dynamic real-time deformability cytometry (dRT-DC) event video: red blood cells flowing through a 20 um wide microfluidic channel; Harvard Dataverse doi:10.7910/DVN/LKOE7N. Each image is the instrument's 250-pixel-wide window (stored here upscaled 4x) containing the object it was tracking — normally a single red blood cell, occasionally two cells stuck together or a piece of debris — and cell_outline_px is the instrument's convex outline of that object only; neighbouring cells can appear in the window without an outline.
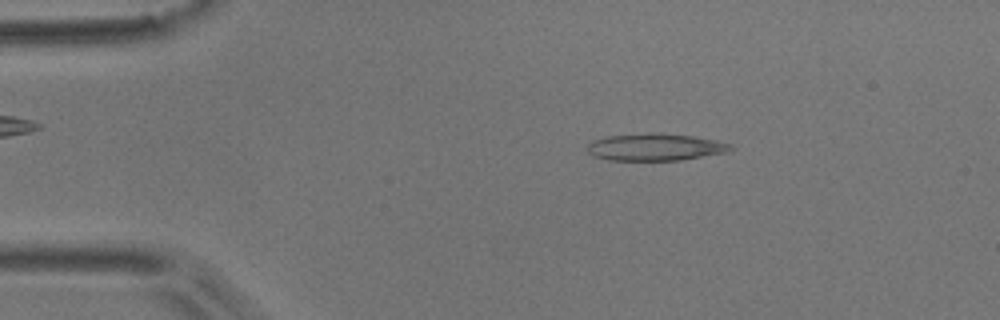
{"species": "common noctule bat (a hibernating species)", "species_latin": "Nyctalus noctula", "temperature_condition": "room temperature", "stored_images_in_passage": 52, "camera_frame_rate_fps": 3000, "um_per_image_px": 0.085, "animal": {"sex": "male", "body_mass_g": 17.9}, "frame": {"image": 1, "passage_image": 8, "time_ms": 2.333, "image_size_px": [1000, 320], "cell_outline_px": [[736, 148], [728, 152], [680, 160], [608, 160], [592, 156], [588, 152], [588, 144], [592, 140], [608, 136], [692, 136], [716, 140], [732, 144]], "centroid_in_image_um": [55.74, 12.56], "position_along_channel_um": 29.3, "area_um2": 21.56}}
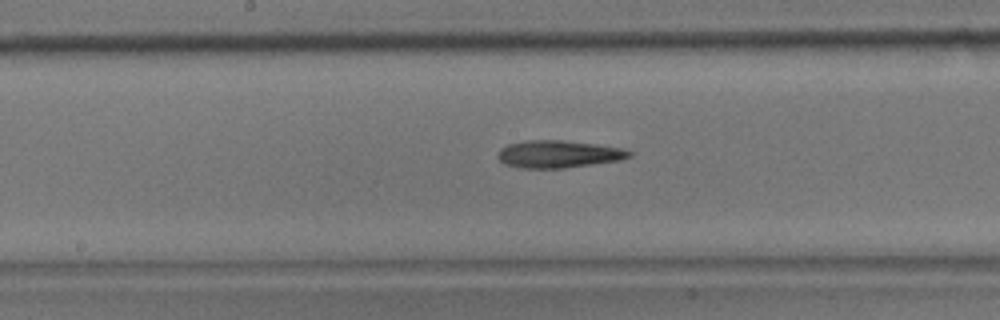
{"frame": {"image": 2, "passage_image": 26, "time_ms": 8.333, "image_size_px": [1000, 320], "cell_outline_px": [[632, 156], [620, 160], [564, 168], [520, 168], [504, 164], [496, 156], [500, 148], [508, 144], [528, 140], [560, 140], [596, 144], [620, 148], [632, 152]], "centroid_in_image_um": [47.43, 13.1], "position_along_channel_um": 200.8, "area_um2": 20.92}}
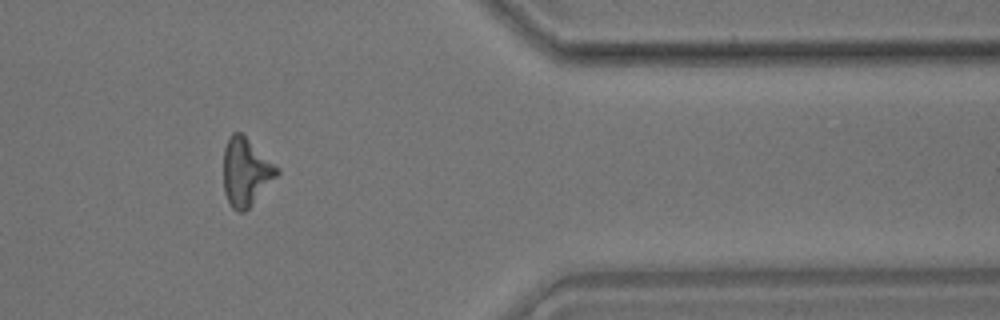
{"frame": {"image": 3, "passage_image": 43, "time_ms": 14.0, "image_size_px": [1000, 320], "cell_outline_px": [[280, 172], [248, 208], [244, 212], [236, 212], [232, 208], [224, 192], [224, 148], [228, 136], [232, 132], [240, 132], [280, 168]], "centroid_in_image_um": [20.88, 14.6], "position_along_channel_um": 390.5, "area_um2": 20.92}}